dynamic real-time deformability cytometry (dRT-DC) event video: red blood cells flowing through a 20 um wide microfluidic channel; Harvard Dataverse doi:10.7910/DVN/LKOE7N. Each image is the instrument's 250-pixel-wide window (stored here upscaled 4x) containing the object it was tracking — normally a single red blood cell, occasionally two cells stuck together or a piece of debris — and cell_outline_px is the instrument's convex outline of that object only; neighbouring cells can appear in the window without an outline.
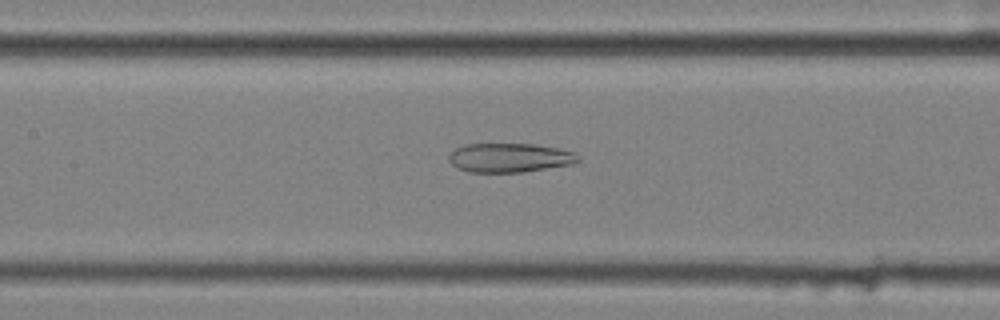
{"species": "common noctule bat (a hibernating species)", "species_latin": "Nyctalus noctula", "temperature_condition": "cold", "stored_images_in_passage": 57, "camera_frame_rate_fps": 3000, "um_per_image_px": 0.085, "animal": {"sex": "female", "body_mass_g": 25.1}, "frame": {"image": 1, "passage_image": 27, "time_ms": 8.667, "image_size_px": [1000, 320], "cell_outline_px": [[580, 160], [572, 164], [524, 172], [468, 172], [452, 164], [448, 160], [448, 156], [456, 148], [464, 144], [532, 144], [556, 148], [576, 152], [580, 156]], "centroid_in_image_um": [43.34, 13.41], "position_along_channel_um": 164.1, "area_um2": 21.91}}
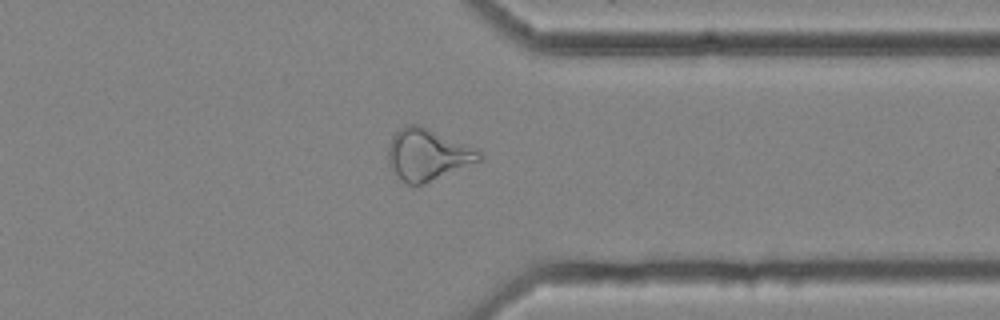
{"frame": {"image": 2, "passage_image": 45, "time_ms": 14.667, "image_size_px": [1000, 320], "cell_outline_px": [[484, 156], [480, 160], [420, 184], [408, 184], [388, 164], [388, 148], [392, 136], [400, 128], [408, 124], [420, 124], [480, 148]], "centroid_in_image_um": [36.39, 13.07], "position_along_channel_um": 375.0, "area_um2": 27.11}}
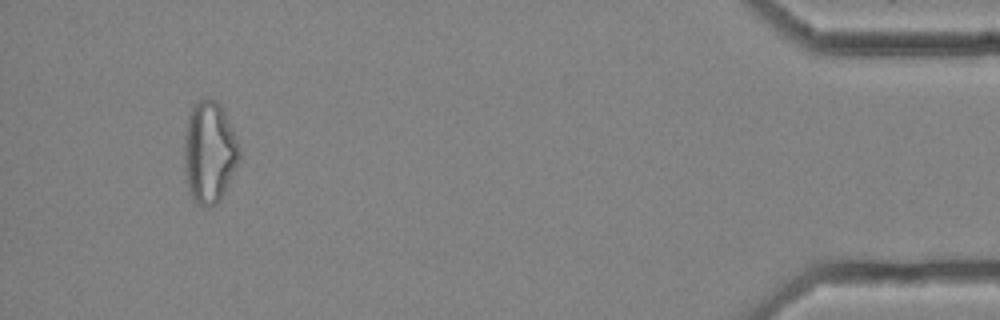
{"frame": {"image": 3, "passage_image": 54, "time_ms": 17.667, "image_size_px": [1000, 320], "cell_outline_px": [[240, 156], [224, 192], [220, 200], [216, 204], [208, 208], [204, 208], [196, 204], [192, 200], [188, 192], [184, 168], [184, 136], [188, 116], [192, 108], [200, 100], [208, 96], [216, 100], [220, 104], [240, 144]], "centroid_in_image_um": [17.77, 12.96], "position_along_channel_um": 417.4, "area_um2": 33.06}, "authors_computed_cell_mechanics": {"area_um2": 29.478, "velocity_mm_per_s": 3.5542, "shape_relaxation_time_tau1_ms": null, "shape_relaxation_time_tau2_ms": 4.5416, "deformation_change_tau1": null, "deformation_change_tau2": 0.1528}}